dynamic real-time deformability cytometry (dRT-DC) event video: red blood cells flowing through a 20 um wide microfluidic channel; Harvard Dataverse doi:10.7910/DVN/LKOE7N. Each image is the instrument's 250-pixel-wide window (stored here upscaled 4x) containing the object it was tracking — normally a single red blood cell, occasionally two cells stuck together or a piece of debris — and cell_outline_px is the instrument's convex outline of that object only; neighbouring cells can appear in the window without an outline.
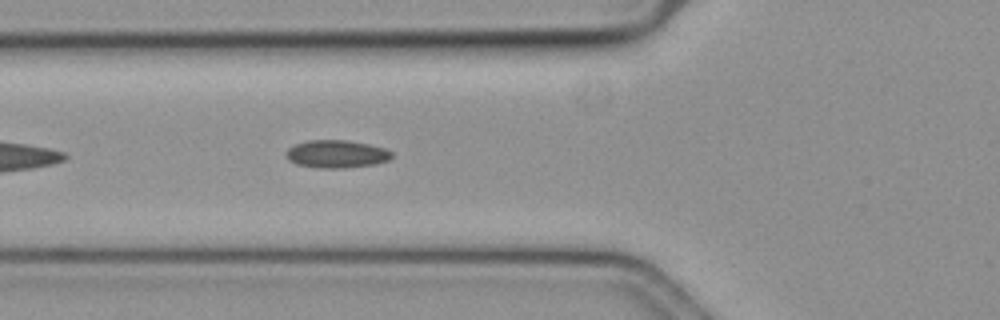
{"species": "common noctule bat (a hibernating species)", "species_latin": "Nyctalus noctula", "temperature_condition": "cold", "stored_images_in_passage": 14, "camera_frame_rate_fps": 3000, "um_per_image_px": 0.085, "animal": {"sex": "female", "body_mass_g": 19.3, "forearm_length_mm": 54.1}, "frame": {"image": 1, "passage_image": 5, "time_ms": 1.333, "image_size_px": [1000, 320], "cell_outline_px": [[392, 156], [388, 160], [376, 164], [344, 168], [316, 168], [296, 164], [288, 160], [284, 156], [284, 152], [288, 148], [296, 144], [308, 140], [348, 140], [368, 144], [384, 148], [392, 152]], "centroid_in_image_um": [28.56, 13.09], "position_along_channel_um": 97.2, "area_um2": 17.28}}